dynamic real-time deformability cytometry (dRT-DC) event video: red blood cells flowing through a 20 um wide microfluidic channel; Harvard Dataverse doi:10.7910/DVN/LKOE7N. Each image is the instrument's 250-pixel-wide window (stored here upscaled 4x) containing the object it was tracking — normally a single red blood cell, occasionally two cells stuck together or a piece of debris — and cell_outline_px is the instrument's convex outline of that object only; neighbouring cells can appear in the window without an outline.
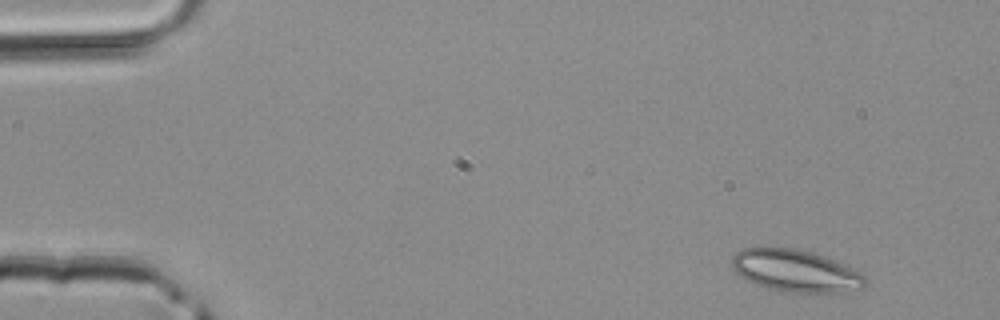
{"species": "common noctule bat (a hibernating species)", "species_latin": "Nyctalus noctula", "temperature_condition": "room temperature", "stored_images_in_passage": 3, "camera_frame_rate_fps": 3000, "um_per_image_px": 0.085, "animal": {"sex": "male", "body_mass_g": 20.4}, "frame": {"image": 1, "passage_image": 1, "time_ms": 0.0, "image_size_px": [1000, 320], "cell_outline_px": [[868, 284], [864, 288], [848, 296], [788, 292], [768, 288], [748, 280], [740, 276], [732, 268], [732, 256], [736, 252], [744, 248], [796, 248], [812, 252], [824, 256], [860, 272], [868, 280]], "centroid_in_image_um": [67.76, 23.09], "position_along_channel_um": 17.2, "area_um2": 33.7}}